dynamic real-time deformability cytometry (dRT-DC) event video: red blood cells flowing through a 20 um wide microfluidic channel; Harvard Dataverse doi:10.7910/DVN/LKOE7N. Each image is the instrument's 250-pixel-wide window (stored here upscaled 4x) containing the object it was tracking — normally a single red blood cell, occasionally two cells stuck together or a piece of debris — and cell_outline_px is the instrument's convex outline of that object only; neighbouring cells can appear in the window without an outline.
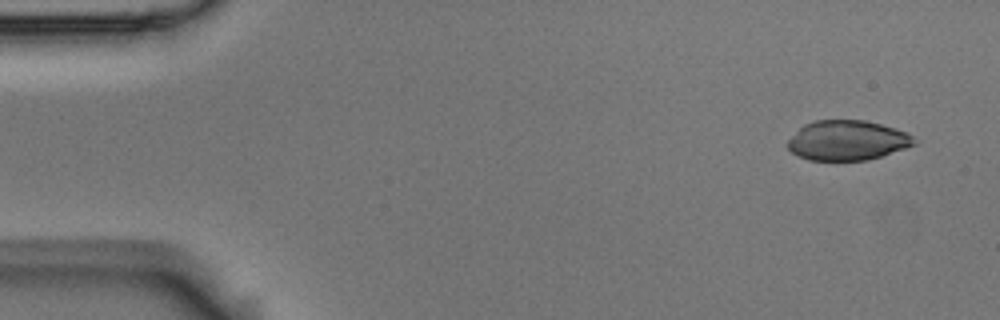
{"species": "Egyptian fruit bat (a non-hibernating species)", "species_latin": "Rousettus aegyptiacus", "temperature_condition": "room temperature", "stored_images_in_passage": 4, "camera_frame_rate_fps": 3000, "um_per_image_px": 0.085, "animal": {"sex": "male"}, "frame": {"image": 1, "passage_image": 1, "time_ms": 0.0, "image_size_px": [1000, 320], "cell_outline_px": [[916, 144], [868, 160], [808, 160], [792, 152], [788, 148], [788, 140], [804, 124], [816, 120], [864, 120], [896, 128], [912, 136]], "centroid_in_image_um": [72.0, 11.93], "position_along_channel_um": 13.0, "area_um2": 29.02}}
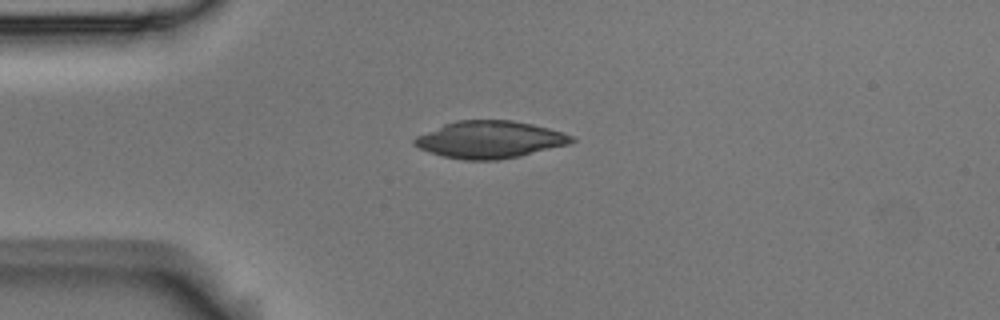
{"frame": {"image": 2, "passage_image": 4, "time_ms": 1.0, "image_size_px": [1000, 320], "cell_outline_px": [[576, 140], [568, 144], [520, 156], [496, 160], [464, 160], [444, 156], [428, 152], [412, 144], [412, 140], [416, 136], [444, 124], [456, 120], [512, 120], [532, 124], [564, 132], [572, 136]], "centroid_in_image_um": [41.61, 11.86], "position_along_channel_um": 43.4, "area_um2": 33.99}}